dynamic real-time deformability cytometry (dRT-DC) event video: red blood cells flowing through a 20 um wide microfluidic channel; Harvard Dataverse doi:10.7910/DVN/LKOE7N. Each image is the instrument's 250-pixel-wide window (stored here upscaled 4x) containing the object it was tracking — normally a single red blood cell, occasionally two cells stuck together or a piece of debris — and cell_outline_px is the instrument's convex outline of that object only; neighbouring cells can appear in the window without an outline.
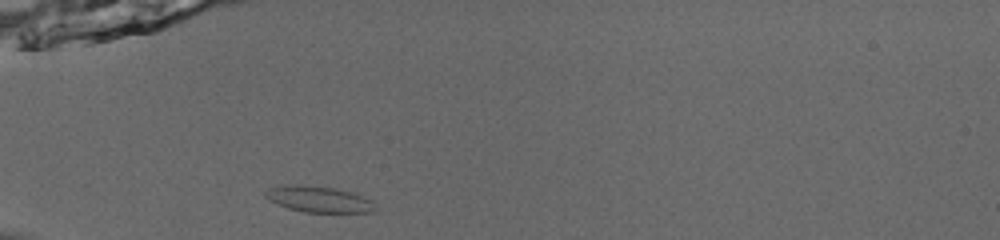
{"species": "common noctule bat (a hibernating species)", "species_latin": "Nyctalus noctula", "temperature_condition": "room temperature", "stored_images_in_passage": 36, "camera_frame_rate_fps": 3000, "um_per_image_px": 0.085, "animal": {"sex": "male", "body_mass_g": 13.0, "forearm_length_mm": 53.1}, "frame": {"image": 1, "passage_image": 1, "time_ms": 0.0, "image_size_px": [1000, 240], "cell_outline_px": [[380, 208], [372, 212], [304, 212], [288, 208], [276, 204], [268, 200], [264, 196], [264, 192], [268, 188], [292, 184], [300, 184], [332, 188], [352, 192], [372, 200]], "centroid_in_image_um": [27.1, 16.94], "position_along_channel_um": 57.9, "area_um2": 16.88}}
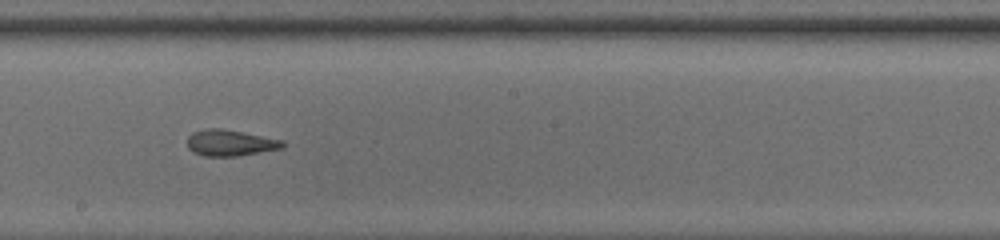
{"frame": {"image": 2, "passage_image": 15, "time_ms": 4.667, "image_size_px": [1000, 240], "cell_outline_px": [[284, 148], [236, 156], [204, 156], [192, 152], [188, 148], [188, 136], [192, 132], [204, 128], [220, 128], [244, 132], [284, 140]], "centroid_in_image_um": [19.56, 12.13], "position_along_channel_um": 228.6, "area_um2": 14.68}}
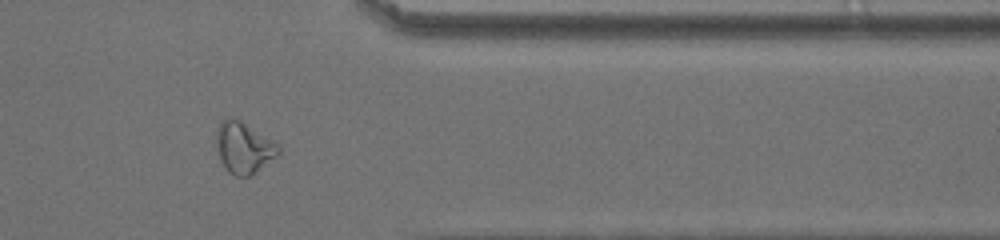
{"frame": {"image": 3, "passage_image": 28, "time_ms": 9.0, "image_size_px": [1000, 240], "cell_outline_px": [[280, 152], [276, 156], [248, 176], [236, 176], [228, 172], [224, 168], [220, 160], [216, 144], [216, 132], [224, 116], [240, 120], [280, 144]], "centroid_in_image_um": [20.7, 12.53], "position_along_channel_um": 390.7, "area_um2": 18.44}, "authors_computed_cell_mechanics": {"area_um2": 14.9702, "velocity_mm_per_s": 3.891, "shape_relaxation_time_tau1_ms": 6.2924, "shape_relaxation_time_tau2_ms": 4.1533, "deformation_change_tau1": 0.1562, "deformation_change_tau2": 0.0861}}